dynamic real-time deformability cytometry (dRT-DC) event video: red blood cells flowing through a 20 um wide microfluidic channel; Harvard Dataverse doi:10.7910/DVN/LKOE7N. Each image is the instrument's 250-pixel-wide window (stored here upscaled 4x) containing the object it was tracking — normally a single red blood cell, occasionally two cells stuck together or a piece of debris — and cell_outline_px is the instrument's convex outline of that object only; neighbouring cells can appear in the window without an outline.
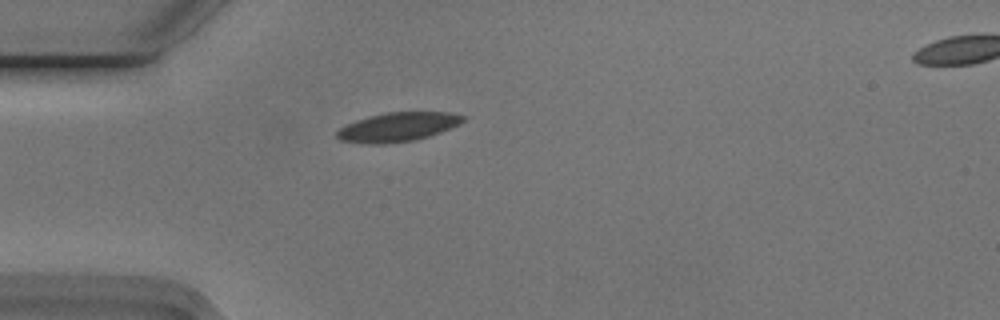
{"species": "Egyptian fruit bat (a non-hibernating species)", "species_latin": "Rousettus aegyptiacus", "temperature_condition": "cold", "stored_images_in_passage": 37, "camera_frame_rate_fps": 3000, "um_per_image_px": 0.085, "animal": {"sex": "male"}, "frame": {"image": 1, "passage_image": 1, "time_ms": 0.0, "image_size_px": [1000, 320], "cell_outline_px": [[468, 116], [460, 124], [440, 132], [416, 140], [384, 144], [368, 144], [340, 140], [336, 136], [336, 132], [340, 128], [356, 120], [368, 116], [388, 112], [448, 112]], "centroid_in_image_um": [33.83, 10.79], "position_along_channel_um": 51.2, "area_um2": 21.39}}
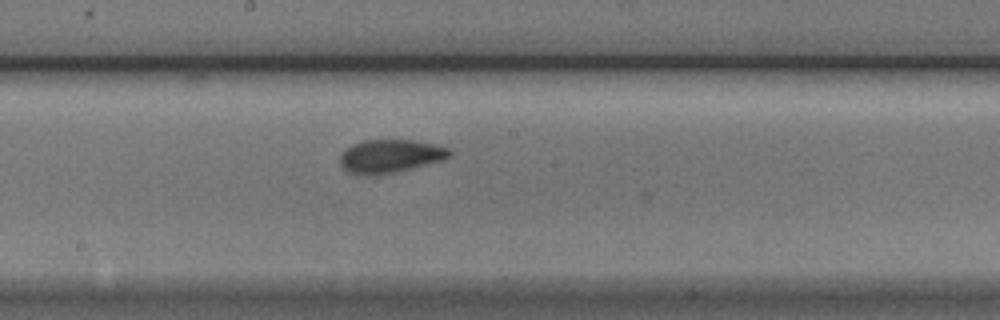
{"frame": {"image": 2, "passage_image": 15, "time_ms": 4.667, "image_size_px": [1000, 320], "cell_outline_px": [[452, 152], [448, 156], [440, 160], [396, 172], [364, 176], [348, 172], [340, 164], [340, 156], [344, 148], [352, 144], [364, 140], [412, 140], [432, 144], [448, 148]], "centroid_in_image_um": [33.08, 13.27], "position_along_channel_um": 215.1, "area_um2": 20.98}}
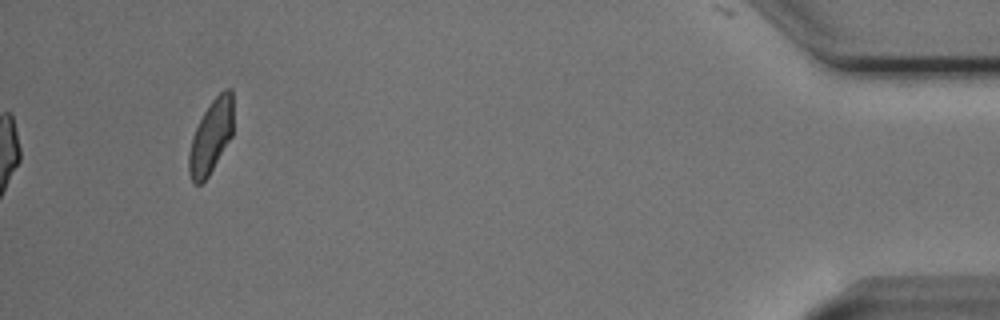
{"frame": {"image": 3, "passage_image": 37, "time_ms": 12.0, "image_size_px": [1000, 320], "cell_outline_px": [[232, 136], [208, 176], [200, 184], [192, 184], [188, 172], [188, 152], [192, 136], [204, 112], [212, 100], [224, 88], [232, 88]], "centroid_in_image_um": [17.91, 11.63], "position_along_channel_um": 417.3, "area_um2": 18.96}, "authors_computed_cell_mechanics": {"area_um2": 20.6924, "velocity_mm_per_s": 3.7521, "shape_relaxation_time_tau1_ms": 2.9553, "shape_relaxation_time_tau2_ms": 1.0215, "deformation_change_tau1": 0.111, "deformation_change_tau2": 0.0604}}